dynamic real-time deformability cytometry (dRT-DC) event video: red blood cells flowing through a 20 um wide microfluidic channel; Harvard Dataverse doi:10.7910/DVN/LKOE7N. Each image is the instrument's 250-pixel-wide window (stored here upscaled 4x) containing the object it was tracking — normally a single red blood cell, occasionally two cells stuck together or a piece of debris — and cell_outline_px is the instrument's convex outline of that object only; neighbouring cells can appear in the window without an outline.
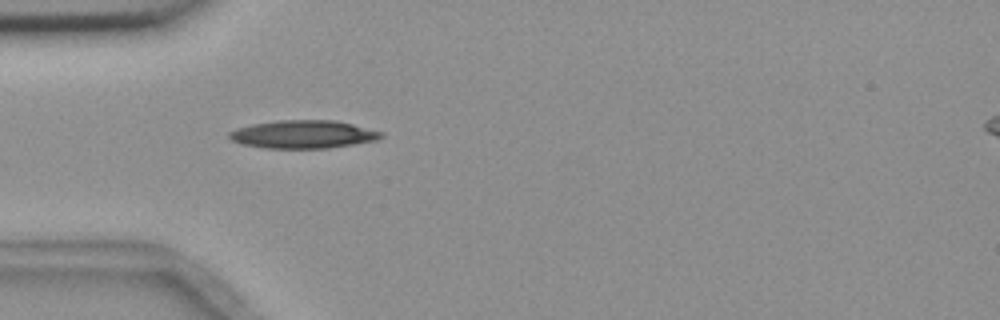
{"species": "common noctule bat (a hibernating species)", "species_latin": "Nyctalus noctula", "temperature_condition": "room temperature", "stored_images_in_passage": 1, "camera_frame_rate_fps": 3000, "um_per_image_px": 0.085, "animal": {"sex": "female", "body_mass_g": 18.4}, "frame": {"image": 1, "passage_image": 1, "time_ms": 0.0, "image_size_px": [1000, 320], "cell_outline_px": [[384, 136], [380, 140], [328, 148], [264, 148], [244, 144], [232, 140], [228, 136], [228, 132], [236, 128], [252, 124], [280, 120], [336, 120], [384, 132]], "centroid_in_image_um": [25.81, 11.41], "position_along_channel_um": 59.2, "area_um2": 24.91}}